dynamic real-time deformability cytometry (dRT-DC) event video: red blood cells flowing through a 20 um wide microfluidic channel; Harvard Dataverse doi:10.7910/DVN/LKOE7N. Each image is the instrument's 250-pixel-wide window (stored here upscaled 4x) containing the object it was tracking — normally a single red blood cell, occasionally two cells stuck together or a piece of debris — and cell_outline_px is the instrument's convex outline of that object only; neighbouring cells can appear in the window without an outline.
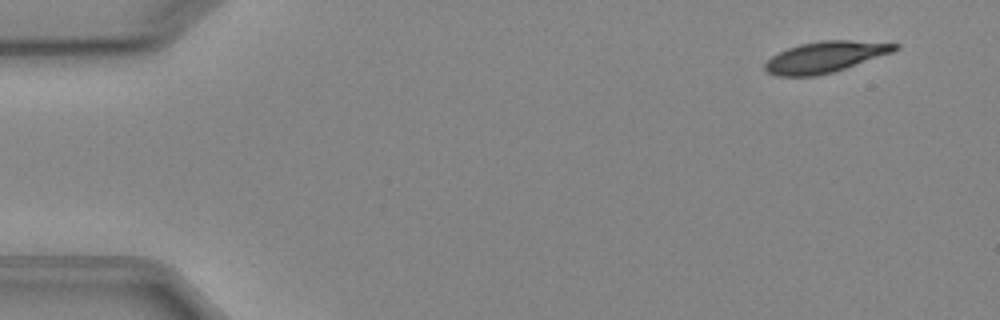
{"species": "Egyptian fruit bat (a non-hibernating species)", "species_latin": "Rousettus aegyptiacus", "temperature_condition": "cold", "stored_images_in_passage": 5, "camera_frame_rate_fps": 3000, "um_per_image_px": 0.085, "animal": {"sex": "female"}, "frame": {"image": 1, "passage_image": 2, "time_ms": 1.0, "image_size_px": [1000, 320], "cell_outline_px": [[900, 48], [892, 52], [832, 72], [816, 76], [776, 76], [768, 72], [764, 68], [764, 64], [772, 56], [788, 48], [800, 44], [820, 40], [848, 40], [900, 44]], "centroid_in_image_um": [70.12, 4.84], "position_along_channel_um": 14.9, "area_um2": 23.18}}